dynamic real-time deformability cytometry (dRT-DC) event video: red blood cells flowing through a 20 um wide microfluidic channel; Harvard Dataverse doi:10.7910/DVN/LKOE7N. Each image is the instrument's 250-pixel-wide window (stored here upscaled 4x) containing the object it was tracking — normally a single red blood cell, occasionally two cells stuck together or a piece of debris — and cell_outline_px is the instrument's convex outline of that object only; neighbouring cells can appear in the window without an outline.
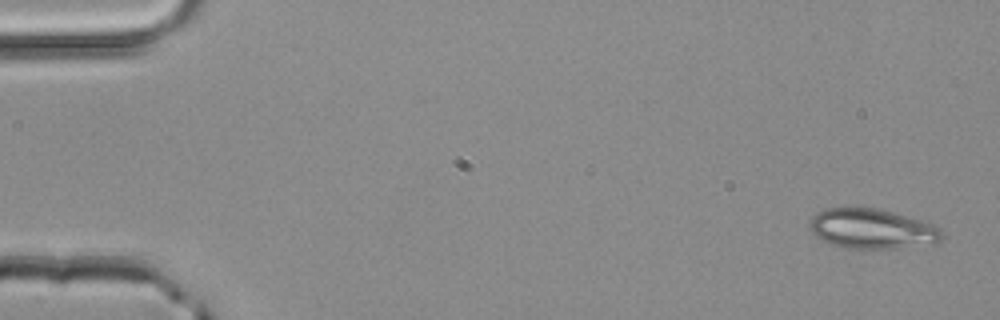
{"species": "common noctule bat (a hibernating species)", "species_latin": "Nyctalus noctula", "temperature_condition": "room temperature", "stored_images_in_passage": 3, "camera_frame_rate_fps": 3000, "um_per_image_px": 0.085, "animal": {"sex": "male", "body_mass_g": 20.4}, "frame": {"image": 1, "passage_image": 1, "time_ms": 0.0, "image_size_px": [1000, 320], "cell_outline_px": [[944, 236], [936, 244], [896, 248], [840, 248], [828, 244], [812, 236], [808, 224], [812, 216], [816, 212], [824, 208], [876, 208], [936, 224], [944, 232]], "centroid_in_image_um": [74.1, 19.46], "position_along_channel_um": 10.9, "area_um2": 31.39}}